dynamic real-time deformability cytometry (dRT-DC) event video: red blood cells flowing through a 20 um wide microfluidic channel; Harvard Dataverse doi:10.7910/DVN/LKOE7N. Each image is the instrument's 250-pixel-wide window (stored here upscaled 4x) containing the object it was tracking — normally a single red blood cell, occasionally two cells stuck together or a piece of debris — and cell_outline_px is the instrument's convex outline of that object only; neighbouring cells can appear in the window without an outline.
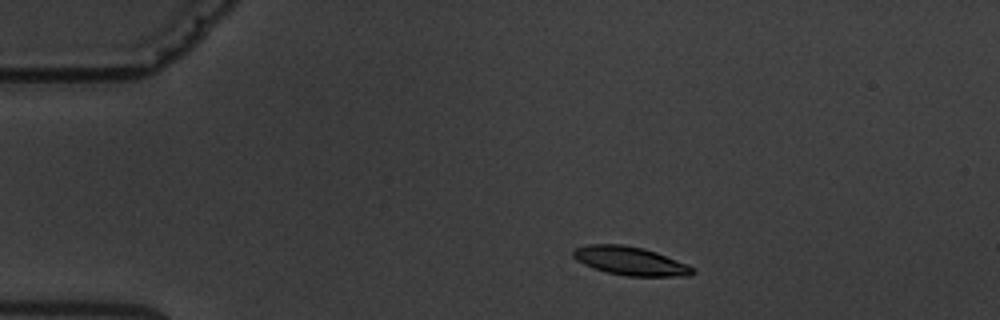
{"species": "common noctule bat (a hibernating species)", "species_latin": "Nyctalus noctula", "temperature_condition": "warm", "stored_images_in_passage": 6, "camera_frame_rate_fps": 3000, "um_per_image_px": 0.085, "animal": {"sex": "male", "body_mass_g": 19.5, "forearm_length_mm": 54.6}, "frame": {"image": 1, "passage_image": 2, "time_ms": 1.333, "image_size_px": [1000, 320], "cell_outline_px": [[696, 272], [692, 276], [628, 276], [608, 272], [584, 264], [576, 260], [572, 256], [572, 252], [576, 248], [588, 244], [620, 244], [644, 248], [656, 252], [688, 264], [696, 268]], "centroid_in_image_um": [53.63, 22.18], "position_along_channel_um": 31.4, "area_um2": 19.88}}
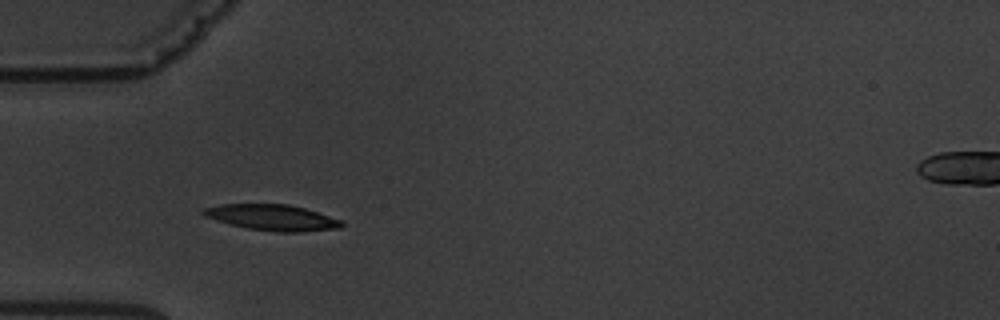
{"frame": {"image": 2, "passage_image": 4, "time_ms": 3.667, "image_size_px": [1000, 320], "cell_outline_px": [[344, 224], [340, 228], [300, 232], [276, 232], [248, 228], [216, 220], [204, 216], [200, 212], [204, 208], [220, 204], [288, 204], [304, 208], [344, 220]], "centroid_in_image_um": [23.17, 18.48], "position_along_channel_um": 61.8, "area_um2": 20.87}}
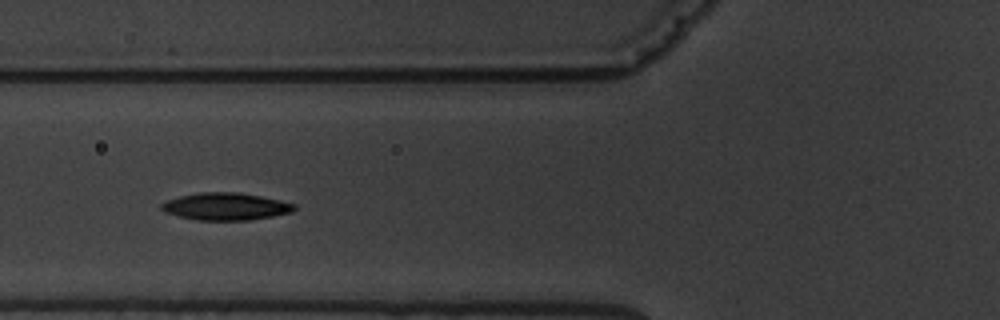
{"frame": {"image": 3, "passage_image": 5, "time_ms": 5.0, "image_size_px": [1000, 320], "cell_outline_px": [[296, 208], [292, 212], [272, 216], [248, 220], [196, 220], [164, 212], [160, 208], [160, 204], [168, 200], [180, 196], [200, 192], [236, 192], [260, 196], [280, 200], [296, 204]], "centroid_in_image_um": [19.18, 17.55], "position_along_channel_um": 106.6, "area_um2": 21.04}}